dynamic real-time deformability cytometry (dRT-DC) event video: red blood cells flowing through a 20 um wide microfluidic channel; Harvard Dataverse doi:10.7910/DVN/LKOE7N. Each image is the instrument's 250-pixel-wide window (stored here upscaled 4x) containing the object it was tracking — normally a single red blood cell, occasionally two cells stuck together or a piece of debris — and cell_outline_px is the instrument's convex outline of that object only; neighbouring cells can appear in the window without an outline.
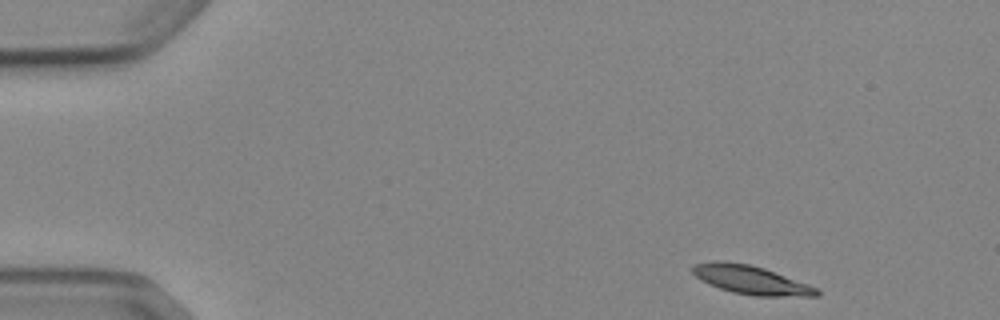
{"species": "Egyptian fruit bat (a non-hibernating species)", "species_latin": "Rousettus aegyptiacus", "temperature_condition": "cold", "stored_images_in_passage": 4, "camera_frame_rate_fps": 3000, "um_per_image_px": 0.085, "animal": {"sex": "female"}, "frame": {"image": 1, "passage_image": 1, "time_ms": 0.0, "image_size_px": [1000, 320], "cell_outline_px": [[820, 296], [756, 296], [732, 292], [708, 284], [700, 280], [692, 272], [692, 264], [716, 260], [724, 260], [748, 264], [764, 268], [820, 288]], "centroid_in_image_um": [63.83, 23.78], "position_along_channel_um": 21.2, "area_um2": 20.92}}
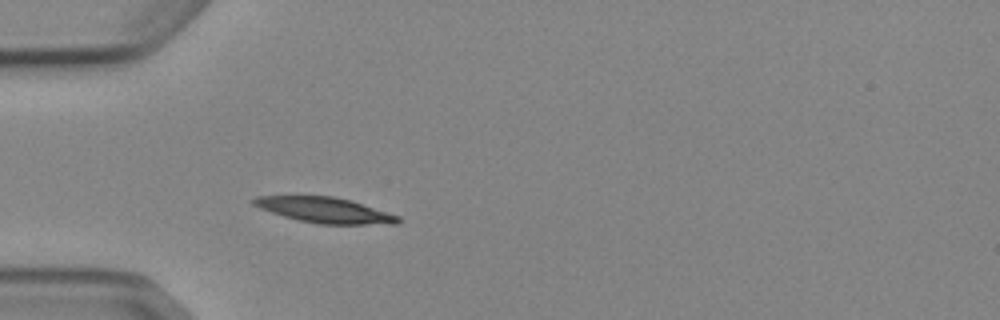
{"frame": {"image": 2, "passage_image": 4, "time_ms": 3.333, "image_size_px": [1000, 320], "cell_outline_px": [[404, 220], [400, 224], [320, 224], [300, 220], [284, 216], [260, 208], [252, 204], [252, 200], [256, 196], [332, 196], [352, 200], [400, 216]], "centroid_in_image_um": [27.69, 17.86], "position_along_channel_um": 57.3, "area_um2": 21.44}}